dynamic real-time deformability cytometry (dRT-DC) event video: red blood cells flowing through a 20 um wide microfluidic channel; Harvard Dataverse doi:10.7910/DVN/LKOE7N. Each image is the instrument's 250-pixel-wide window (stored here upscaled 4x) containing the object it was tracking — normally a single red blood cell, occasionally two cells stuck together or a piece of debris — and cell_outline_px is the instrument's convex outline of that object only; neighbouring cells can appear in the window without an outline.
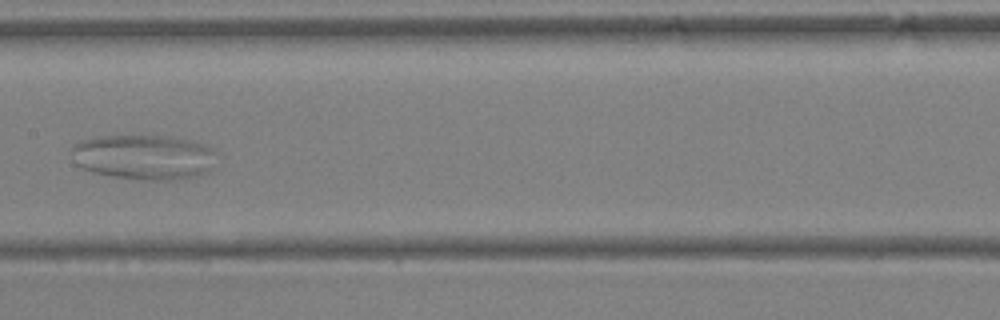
{"species": "Egyptian fruit bat (a non-hibernating species)", "species_latin": "Rousettus aegyptiacus", "temperature_condition": "warm", "stored_images_in_passage": 50, "camera_frame_rate_fps": 3000, "um_per_image_px": 0.085, "animal": {"sex": "female"}, "frame": {"image": 1, "passage_image": 26, "time_ms": 8.333, "image_size_px": [1000, 320], "cell_outline_px": [[216, 152], [208, 172], [196, 176], [176, 180], [136, 180], [96, 172], [80, 168], [76, 164], [72, 152], [72, 144], [80, 140], [100, 136], [168, 136], [188, 140], [204, 144], [212, 148]], "centroid_in_image_um": [12.22, 13.35], "position_along_channel_um": 195.2, "area_um2": 37.97}}
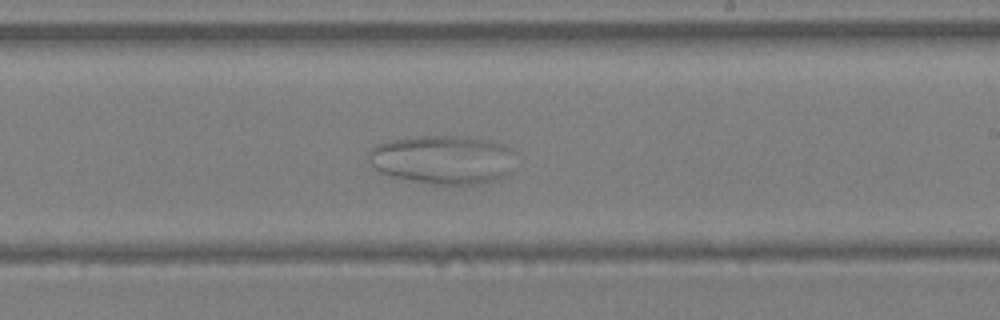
{"frame": {"image": 2, "passage_image": 30, "time_ms": 9.667, "image_size_px": [1000, 320], "cell_outline_px": [[512, 172], [504, 176], [480, 184], [432, 184], [392, 176], [380, 172], [372, 168], [368, 160], [368, 152], [372, 148], [380, 144], [392, 140], [416, 136], [452, 136], [484, 140], [500, 144], [512, 152]], "centroid_in_image_um": [37.58, 13.58], "position_along_channel_um": 251.4, "area_um2": 41.21}}